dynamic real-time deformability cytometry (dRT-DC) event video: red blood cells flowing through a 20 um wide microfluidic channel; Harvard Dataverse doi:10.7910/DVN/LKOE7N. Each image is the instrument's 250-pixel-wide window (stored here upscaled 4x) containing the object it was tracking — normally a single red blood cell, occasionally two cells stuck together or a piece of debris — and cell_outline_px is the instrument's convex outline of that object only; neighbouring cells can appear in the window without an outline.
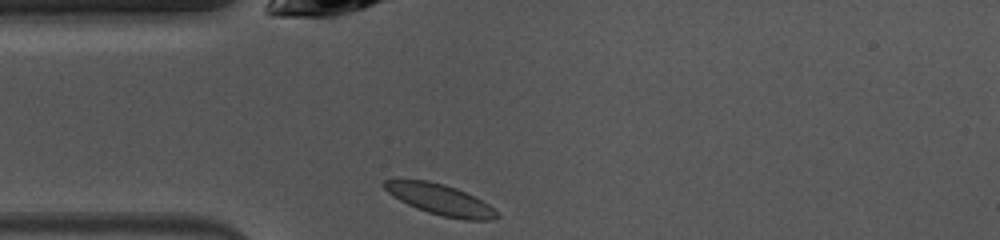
{"species": "common noctule bat (a hibernating species)", "species_latin": "Nyctalus noctula", "temperature_condition": "warm", "stored_images_in_passage": 38, "camera_frame_rate_fps": 3000, "um_per_image_px": 0.085, "animal": {"sex": "female", "body_mass_g": 10.0, "forearm_length_mm": 53.1}, "frame": {"image": 1, "passage_image": 1, "time_ms": 0.0, "image_size_px": [1000, 240], "cell_outline_px": [[500, 216], [492, 220], [464, 220], [444, 216], [428, 212], [416, 208], [392, 196], [384, 188], [384, 180], [428, 180], [444, 184], [456, 188], [488, 204]], "centroid_in_image_um": [37.41, 16.97], "position_along_channel_um": 47.6, "area_um2": 19.77}}
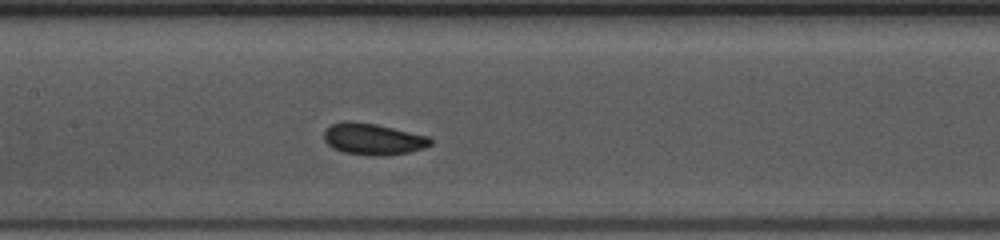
{"frame": {"image": 2, "passage_image": 11, "time_ms": 3.333, "image_size_px": [1000, 240], "cell_outline_px": [[432, 144], [424, 148], [408, 152], [388, 156], [372, 156], [344, 152], [332, 148], [324, 140], [324, 132], [332, 124], [344, 120], [348, 120], [376, 124], [428, 136], [432, 140]], "centroid_in_image_um": [31.7, 11.83], "position_along_channel_um": 175.7, "area_um2": 19.59}}
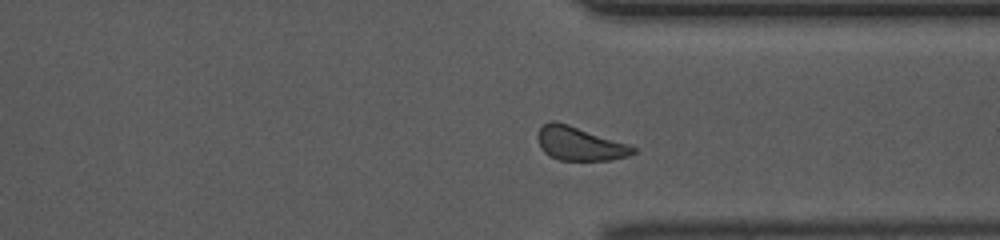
{"frame": {"image": 3, "passage_image": 25, "time_ms": 8.0, "image_size_px": [1000, 240], "cell_outline_px": [[636, 152], [628, 156], [612, 160], [560, 160], [544, 152], [540, 148], [536, 136], [540, 128], [548, 120], [556, 120], [628, 144], [636, 148]], "centroid_in_image_um": [49.24, 12.2], "position_along_channel_um": 362.2, "area_um2": 18.73}, "authors_computed_cell_mechanics": {"area_um2": 19.1318, "velocity_mm_per_s": 4.0108, "shape_relaxation_time_tau1_ms": 2.2187, "shape_relaxation_time_tau2_ms": 4.3646, "deformation_change_tau1": 0.0732, "deformation_change_tau2": 0.0746}}